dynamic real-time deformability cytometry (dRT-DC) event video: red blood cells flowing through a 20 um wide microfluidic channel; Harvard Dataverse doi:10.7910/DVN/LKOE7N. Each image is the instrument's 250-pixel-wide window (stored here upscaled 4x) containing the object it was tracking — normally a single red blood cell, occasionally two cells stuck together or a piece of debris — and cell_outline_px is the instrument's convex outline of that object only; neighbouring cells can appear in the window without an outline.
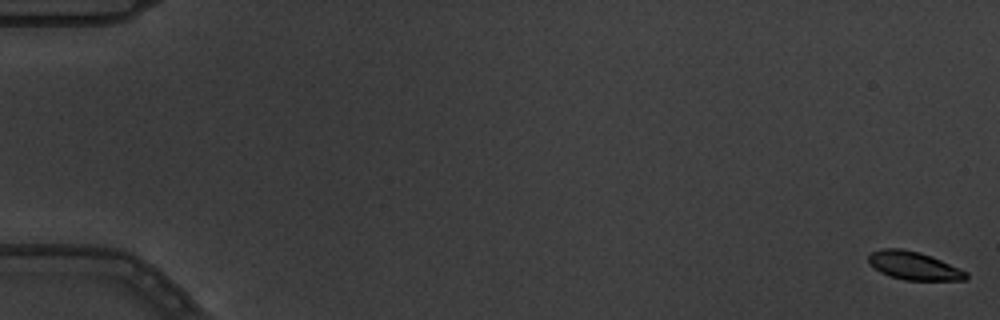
{"species": "common noctule bat (a hibernating species)", "species_latin": "Nyctalus noctula", "temperature_condition": "warm", "stored_images_in_passage": 7, "segment_of_instrument_passage": [1, 2], "camera_frame_rate_fps": 3000, "um_per_image_px": 0.085, "animal": {"sex": "male", "body_mass_g": 19.5, "forearm_length_mm": 54.6}, "frame": {"image": 1, "passage_image": 1, "time_ms": 0.0, "image_size_px": [1000, 320], "cell_outline_px": [[968, 276], [964, 280], [904, 280], [888, 276], [880, 272], [868, 260], [868, 256], [872, 252], [880, 248], [900, 248], [920, 252], [932, 256], [968, 272]], "centroid_in_image_um": [77.68, 22.58], "position_along_channel_um": 7.3, "area_um2": 16.01}}
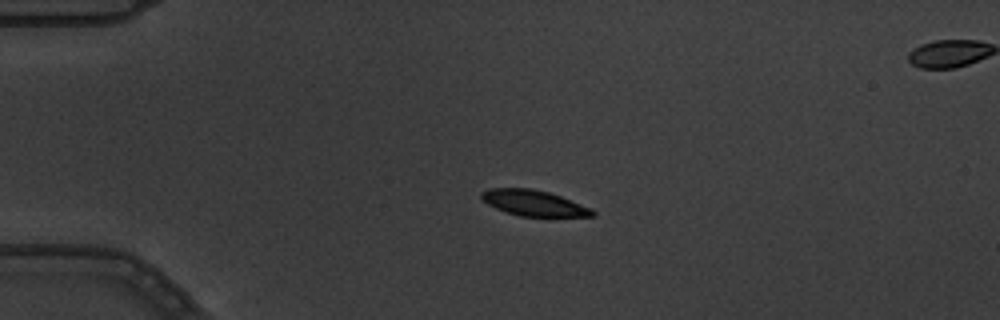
{"frame": {"image": 2, "passage_image": 5, "time_ms": 1.333, "image_size_px": [1000, 320], "cell_outline_px": [[596, 216], [520, 216], [496, 208], [488, 204], [480, 196], [480, 192], [488, 188], [532, 188], [548, 192], [560, 196], [592, 208], [596, 212]], "centroid_in_image_um": [45.38, 17.25], "position_along_channel_um": 39.6, "area_um2": 16.53}}